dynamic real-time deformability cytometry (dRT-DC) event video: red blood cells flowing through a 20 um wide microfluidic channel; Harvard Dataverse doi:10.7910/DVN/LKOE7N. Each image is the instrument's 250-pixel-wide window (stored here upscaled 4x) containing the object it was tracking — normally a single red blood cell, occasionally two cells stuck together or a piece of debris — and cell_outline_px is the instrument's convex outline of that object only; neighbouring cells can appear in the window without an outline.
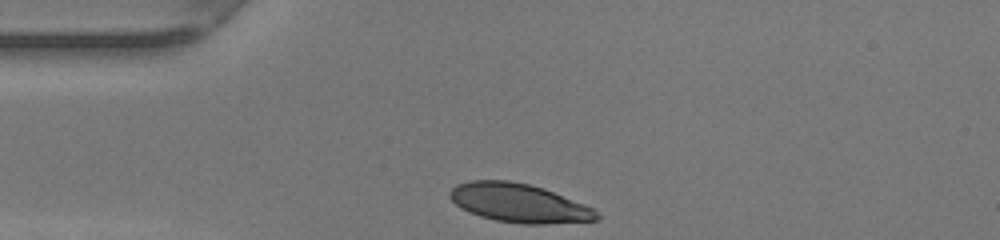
{"species": "human", "species_latin": "Homo sapiens", "temperature_condition": "warm", "stored_images_in_passage": 27, "camera_frame_rate_fps": 3000, "um_per_image_px": 0.085, "donor": {"sex": "female"}, "frame": {"image": 1, "passage_image": 1, "time_ms": 0.0, "image_size_px": [1000, 240], "cell_outline_px": [[600, 220], [548, 224], [520, 224], [496, 220], [480, 216], [468, 212], [460, 208], [448, 196], [448, 192], [456, 184], [472, 180], [508, 180], [528, 184], [544, 188], [584, 204], [592, 208], [600, 216]], "centroid_in_image_um": [44.09, 17.26], "position_along_channel_um": 40.9, "area_um2": 33.29}}
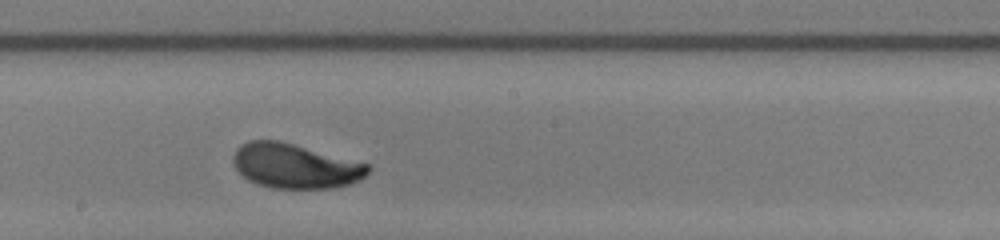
{"frame": {"image": 2, "passage_image": 16, "time_ms": 5.0, "image_size_px": [1000, 240], "cell_outline_px": [[372, 168], [360, 180], [352, 184], [332, 188], [272, 188], [256, 184], [248, 180], [232, 164], [232, 156], [236, 148], [240, 144], [248, 140], [280, 140], [368, 164]], "centroid_in_image_um": [25.05, 14.1], "position_along_channel_um": 223.1, "area_um2": 35.26}}
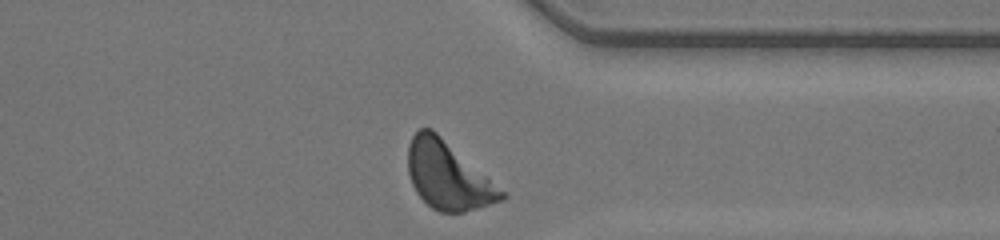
{"frame": {"image": 3, "passage_image": 27, "time_ms": 8.667, "image_size_px": [1000, 240], "cell_outline_px": [[508, 196], [504, 200], [464, 212], [440, 212], [432, 208], [416, 192], [412, 184], [408, 172], [408, 144], [412, 136], [420, 128], [432, 128], [488, 176]], "centroid_in_image_um": [38.07, 14.92], "position_along_channel_um": 373.3, "area_um2": 36.7}, "authors_computed_cell_mechanics": {"area_um2": 35.1424, "velocity_mm_per_s": 4.1919, "shape_relaxation_time_tau1_ms": 2.1613, "shape_relaxation_time_tau2_ms": null, "deformation_change_tau1": 0.1339, "deformation_change_tau2": null}}